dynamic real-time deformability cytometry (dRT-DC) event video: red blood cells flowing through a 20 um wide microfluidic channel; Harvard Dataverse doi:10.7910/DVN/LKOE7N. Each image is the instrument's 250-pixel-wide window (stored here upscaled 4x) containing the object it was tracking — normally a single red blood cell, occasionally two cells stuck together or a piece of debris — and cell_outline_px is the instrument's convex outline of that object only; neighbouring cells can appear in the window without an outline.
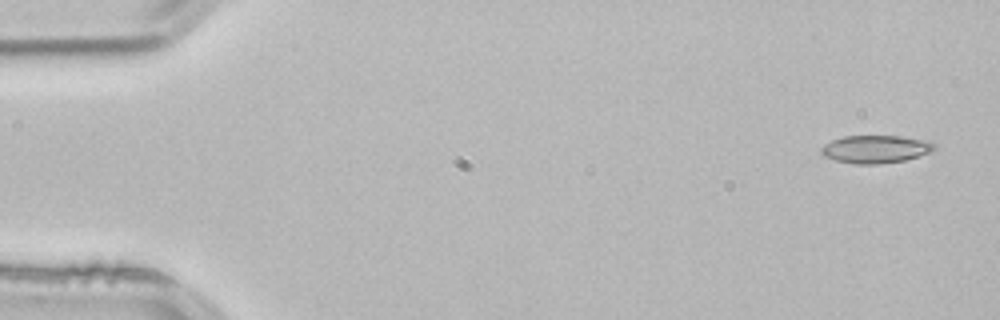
{"species": "common noctule bat (a hibernating species)", "species_latin": "Nyctalus noctula", "temperature_condition": "room temperature", "stored_images_in_passage": 4, "camera_frame_rate_fps": 3000, "um_per_image_px": 0.085, "animal": {"sex": "male", "body_mass_g": 21.5, "forearm_length_mm": 52.0}, "frame": {"image": 1, "passage_image": 1, "time_ms": 0.0, "image_size_px": [1000, 320], "cell_outline_px": [[936, 148], [932, 152], [920, 156], [904, 160], [880, 164], [856, 164], [836, 160], [824, 156], [820, 152], [820, 148], [824, 144], [832, 140], [844, 136], [900, 136], [920, 140], [936, 144]], "centroid_in_image_um": [74.41, 12.68], "position_along_channel_um": 10.6, "area_um2": 18.26}}
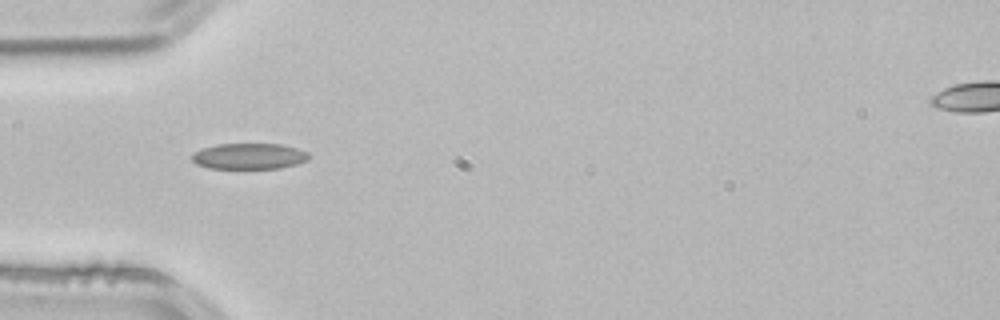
{"frame": {"image": 2, "passage_image": 4, "time_ms": 1.0, "image_size_px": [1000, 320], "cell_outline_px": [[308, 160], [296, 164], [280, 168], [208, 168], [196, 164], [188, 156], [192, 152], [200, 148], [216, 144], [280, 144], [296, 148], [308, 152]], "centroid_in_image_um": [21.09, 13.27], "position_along_channel_um": 63.9, "area_um2": 17.8}}